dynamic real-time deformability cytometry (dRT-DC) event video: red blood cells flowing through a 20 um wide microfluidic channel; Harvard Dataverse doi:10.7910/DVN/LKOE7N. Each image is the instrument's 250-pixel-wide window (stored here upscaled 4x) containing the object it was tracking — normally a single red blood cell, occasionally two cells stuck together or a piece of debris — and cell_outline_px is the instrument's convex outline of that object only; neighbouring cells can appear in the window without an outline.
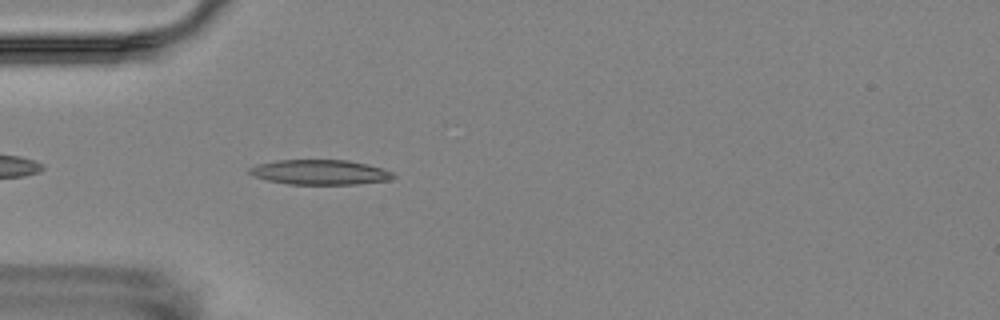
{"species": "Egyptian fruit bat (a non-hibernating species)", "species_latin": "Rousettus aegyptiacus", "temperature_condition": "room temperature", "stored_images_in_passage": 5, "camera_frame_rate_fps": 3000, "um_per_image_px": 0.085, "animal": {"sex": "female"}, "frame": {"image": 1, "passage_image": 5, "time_ms": 5.333, "image_size_px": [1000, 320], "cell_outline_px": [[396, 176], [388, 180], [356, 184], [288, 184], [268, 180], [256, 176], [248, 172], [248, 168], [260, 164], [276, 160], [348, 160], [368, 164], [392, 172]], "centroid_in_image_um": [27.21, 14.63], "position_along_channel_um": 57.8, "area_um2": 20.63}}